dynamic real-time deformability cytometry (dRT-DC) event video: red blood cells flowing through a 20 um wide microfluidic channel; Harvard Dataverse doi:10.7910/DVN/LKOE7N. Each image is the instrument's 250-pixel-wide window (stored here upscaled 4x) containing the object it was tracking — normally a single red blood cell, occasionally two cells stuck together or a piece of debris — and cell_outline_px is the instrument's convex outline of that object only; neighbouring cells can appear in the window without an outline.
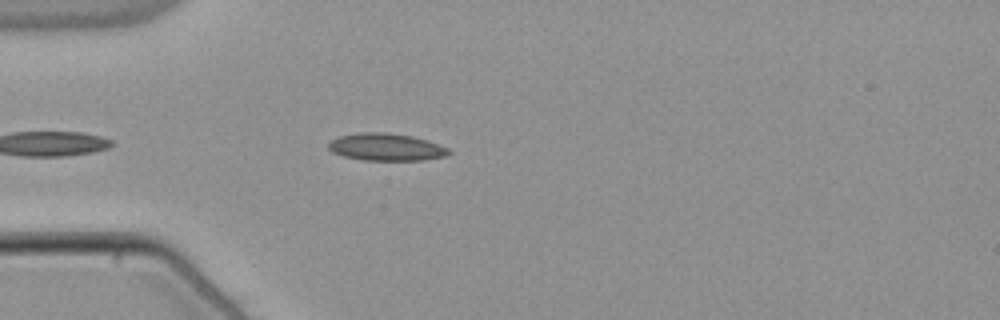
{"species": "common noctule bat (a hibernating species)", "species_latin": "Nyctalus noctula", "temperature_condition": "warm", "stored_images_in_passage": 11, "camera_frame_rate_fps": 3000, "um_per_image_px": 0.085, "animal": {"sex": "male", "body_mass_g": 21.5, "forearm_length_mm": 52.0}, "frame": {"image": 1, "passage_image": 4, "time_ms": 1.0, "image_size_px": [1000, 320], "cell_outline_px": [[452, 152], [448, 156], [424, 160], [364, 160], [344, 156], [332, 152], [328, 148], [328, 144], [332, 140], [340, 136], [360, 132], [384, 132], [412, 136], [448, 148]], "centroid_in_image_um": [32.83, 12.51], "position_along_channel_um": 52.2, "area_um2": 19.02}}